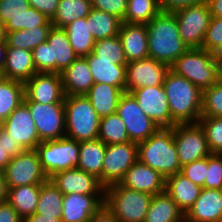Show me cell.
Listing matches in <instances>:
<instances>
[{"label": "cell", "instance_id": "cell-32", "mask_svg": "<svg viewBox=\"0 0 222 222\" xmlns=\"http://www.w3.org/2000/svg\"><path fill=\"white\" fill-rule=\"evenodd\" d=\"M40 187L41 184H33L8 188L6 201L24 219L35 213L40 196Z\"/></svg>", "mask_w": 222, "mask_h": 222}, {"label": "cell", "instance_id": "cell-61", "mask_svg": "<svg viewBox=\"0 0 222 222\" xmlns=\"http://www.w3.org/2000/svg\"><path fill=\"white\" fill-rule=\"evenodd\" d=\"M219 79L222 80V61L218 63Z\"/></svg>", "mask_w": 222, "mask_h": 222}, {"label": "cell", "instance_id": "cell-5", "mask_svg": "<svg viewBox=\"0 0 222 222\" xmlns=\"http://www.w3.org/2000/svg\"><path fill=\"white\" fill-rule=\"evenodd\" d=\"M152 195L115 183L105 187L104 206L119 222H144Z\"/></svg>", "mask_w": 222, "mask_h": 222}, {"label": "cell", "instance_id": "cell-54", "mask_svg": "<svg viewBox=\"0 0 222 222\" xmlns=\"http://www.w3.org/2000/svg\"><path fill=\"white\" fill-rule=\"evenodd\" d=\"M10 160L11 157L7 154L3 147V127L0 126V170H4Z\"/></svg>", "mask_w": 222, "mask_h": 222}, {"label": "cell", "instance_id": "cell-13", "mask_svg": "<svg viewBox=\"0 0 222 222\" xmlns=\"http://www.w3.org/2000/svg\"><path fill=\"white\" fill-rule=\"evenodd\" d=\"M138 160V144L126 142L106 145L102 165V185L120 183L128 169Z\"/></svg>", "mask_w": 222, "mask_h": 222}, {"label": "cell", "instance_id": "cell-28", "mask_svg": "<svg viewBox=\"0 0 222 222\" xmlns=\"http://www.w3.org/2000/svg\"><path fill=\"white\" fill-rule=\"evenodd\" d=\"M85 58L89 63L94 83H106L125 90L126 65L114 64V61L97 60V56L93 52Z\"/></svg>", "mask_w": 222, "mask_h": 222}, {"label": "cell", "instance_id": "cell-58", "mask_svg": "<svg viewBox=\"0 0 222 222\" xmlns=\"http://www.w3.org/2000/svg\"><path fill=\"white\" fill-rule=\"evenodd\" d=\"M7 43H0V77H2L6 61Z\"/></svg>", "mask_w": 222, "mask_h": 222}, {"label": "cell", "instance_id": "cell-6", "mask_svg": "<svg viewBox=\"0 0 222 222\" xmlns=\"http://www.w3.org/2000/svg\"><path fill=\"white\" fill-rule=\"evenodd\" d=\"M170 69L185 77L201 91L219 80L217 61L211 52L202 48H189L175 60Z\"/></svg>", "mask_w": 222, "mask_h": 222}, {"label": "cell", "instance_id": "cell-19", "mask_svg": "<svg viewBox=\"0 0 222 222\" xmlns=\"http://www.w3.org/2000/svg\"><path fill=\"white\" fill-rule=\"evenodd\" d=\"M64 194L104 195L105 187L94 175L78 168H71L55 173L49 178Z\"/></svg>", "mask_w": 222, "mask_h": 222}, {"label": "cell", "instance_id": "cell-46", "mask_svg": "<svg viewBox=\"0 0 222 222\" xmlns=\"http://www.w3.org/2000/svg\"><path fill=\"white\" fill-rule=\"evenodd\" d=\"M207 157L181 166L180 173L193 183L204 188L206 178Z\"/></svg>", "mask_w": 222, "mask_h": 222}, {"label": "cell", "instance_id": "cell-9", "mask_svg": "<svg viewBox=\"0 0 222 222\" xmlns=\"http://www.w3.org/2000/svg\"><path fill=\"white\" fill-rule=\"evenodd\" d=\"M173 139L181 166L212 154L205 133L199 123L174 125Z\"/></svg>", "mask_w": 222, "mask_h": 222}, {"label": "cell", "instance_id": "cell-29", "mask_svg": "<svg viewBox=\"0 0 222 222\" xmlns=\"http://www.w3.org/2000/svg\"><path fill=\"white\" fill-rule=\"evenodd\" d=\"M125 90L106 83H94L85 97L102 118L117 112L118 103Z\"/></svg>", "mask_w": 222, "mask_h": 222}, {"label": "cell", "instance_id": "cell-26", "mask_svg": "<svg viewBox=\"0 0 222 222\" xmlns=\"http://www.w3.org/2000/svg\"><path fill=\"white\" fill-rule=\"evenodd\" d=\"M36 73L32 51L7 45L3 78L25 83Z\"/></svg>", "mask_w": 222, "mask_h": 222}, {"label": "cell", "instance_id": "cell-7", "mask_svg": "<svg viewBox=\"0 0 222 222\" xmlns=\"http://www.w3.org/2000/svg\"><path fill=\"white\" fill-rule=\"evenodd\" d=\"M35 150L48 179L59 171L78 167L80 142L66 136L42 141Z\"/></svg>", "mask_w": 222, "mask_h": 222}, {"label": "cell", "instance_id": "cell-38", "mask_svg": "<svg viewBox=\"0 0 222 222\" xmlns=\"http://www.w3.org/2000/svg\"><path fill=\"white\" fill-rule=\"evenodd\" d=\"M52 26H36L13 32H7V45L32 51L38 45L47 42Z\"/></svg>", "mask_w": 222, "mask_h": 222}, {"label": "cell", "instance_id": "cell-30", "mask_svg": "<svg viewBox=\"0 0 222 222\" xmlns=\"http://www.w3.org/2000/svg\"><path fill=\"white\" fill-rule=\"evenodd\" d=\"M144 222H185V214L164 190L152 196Z\"/></svg>", "mask_w": 222, "mask_h": 222}, {"label": "cell", "instance_id": "cell-33", "mask_svg": "<svg viewBox=\"0 0 222 222\" xmlns=\"http://www.w3.org/2000/svg\"><path fill=\"white\" fill-rule=\"evenodd\" d=\"M68 40L78 57H85L93 52L95 39L89 31L86 18H78L64 27Z\"/></svg>", "mask_w": 222, "mask_h": 222}, {"label": "cell", "instance_id": "cell-43", "mask_svg": "<svg viewBox=\"0 0 222 222\" xmlns=\"http://www.w3.org/2000/svg\"><path fill=\"white\" fill-rule=\"evenodd\" d=\"M198 123L205 133L210 151L222 154V117L203 116Z\"/></svg>", "mask_w": 222, "mask_h": 222}, {"label": "cell", "instance_id": "cell-40", "mask_svg": "<svg viewBox=\"0 0 222 222\" xmlns=\"http://www.w3.org/2000/svg\"><path fill=\"white\" fill-rule=\"evenodd\" d=\"M98 139L106 145L130 141L125 124L117 112L101 118Z\"/></svg>", "mask_w": 222, "mask_h": 222}, {"label": "cell", "instance_id": "cell-42", "mask_svg": "<svg viewBox=\"0 0 222 222\" xmlns=\"http://www.w3.org/2000/svg\"><path fill=\"white\" fill-rule=\"evenodd\" d=\"M222 117V80L202 91L201 117Z\"/></svg>", "mask_w": 222, "mask_h": 222}, {"label": "cell", "instance_id": "cell-39", "mask_svg": "<svg viewBox=\"0 0 222 222\" xmlns=\"http://www.w3.org/2000/svg\"><path fill=\"white\" fill-rule=\"evenodd\" d=\"M160 12V0H128L123 22L146 25Z\"/></svg>", "mask_w": 222, "mask_h": 222}, {"label": "cell", "instance_id": "cell-53", "mask_svg": "<svg viewBox=\"0 0 222 222\" xmlns=\"http://www.w3.org/2000/svg\"><path fill=\"white\" fill-rule=\"evenodd\" d=\"M88 222H119L113 214L103 206L97 213H95Z\"/></svg>", "mask_w": 222, "mask_h": 222}, {"label": "cell", "instance_id": "cell-23", "mask_svg": "<svg viewBox=\"0 0 222 222\" xmlns=\"http://www.w3.org/2000/svg\"><path fill=\"white\" fill-rule=\"evenodd\" d=\"M47 42L50 44V73H62L78 58L64 28L52 26Z\"/></svg>", "mask_w": 222, "mask_h": 222}, {"label": "cell", "instance_id": "cell-31", "mask_svg": "<svg viewBox=\"0 0 222 222\" xmlns=\"http://www.w3.org/2000/svg\"><path fill=\"white\" fill-rule=\"evenodd\" d=\"M106 144L100 139L80 142L78 169L94 175L102 184V165Z\"/></svg>", "mask_w": 222, "mask_h": 222}, {"label": "cell", "instance_id": "cell-41", "mask_svg": "<svg viewBox=\"0 0 222 222\" xmlns=\"http://www.w3.org/2000/svg\"><path fill=\"white\" fill-rule=\"evenodd\" d=\"M97 60L114 61V64L126 65L127 60L119 36L97 40L93 47Z\"/></svg>", "mask_w": 222, "mask_h": 222}, {"label": "cell", "instance_id": "cell-36", "mask_svg": "<svg viewBox=\"0 0 222 222\" xmlns=\"http://www.w3.org/2000/svg\"><path fill=\"white\" fill-rule=\"evenodd\" d=\"M64 194L48 179L41 184L36 214L62 219Z\"/></svg>", "mask_w": 222, "mask_h": 222}, {"label": "cell", "instance_id": "cell-18", "mask_svg": "<svg viewBox=\"0 0 222 222\" xmlns=\"http://www.w3.org/2000/svg\"><path fill=\"white\" fill-rule=\"evenodd\" d=\"M1 126L7 130L10 137L17 141L24 150L35 149L42 142L38 136L29 107L24 102L1 123Z\"/></svg>", "mask_w": 222, "mask_h": 222}, {"label": "cell", "instance_id": "cell-15", "mask_svg": "<svg viewBox=\"0 0 222 222\" xmlns=\"http://www.w3.org/2000/svg\"><path fill=\"white\" fill-rule=\"evenodd\" d=\"M170 66L153 58L127 62L125 92L148 86H162Z\"/></svg>", "mask_w": 222, "mask_h": 222}, {"label": "cell", "instance_id": "cell-24", "mask_svg": "<svg viewBox=\"0 0 222 222\" xmlns=\"http://www.w3.org/2000/svg\"><path fill=\"white\" fill-rule=\"evenodd\" d=\"M127 62L149 57L148 33L145 24L123 22L118 34Z\"/></svg>", "mask_w": 222, "mask_h": 222}, {"label": "cell", "instance_id": "cell-14", "mask_svg": "<svg viewBox=\"0 0 222 222\" xmlns=\"http://www.w3.org/2000/svg\"><path fill=\"white\" fill-rule=\"evenodd\" d=\"M0 21L7 32L36 26H53L43 13L30 7L28 0H0Z\"/></svg>", "mask_w": 222, "mask_h": 222}, {"label": "cell", "instance_id": "cell-50", "mask_svg": "<svg viewBox=\"0 0 222 222\" xmlns=\"http://www.w3.org/2000/svg\"><path fill=\"white\" fill-rule=\"evenodd\" d=\"M207 3V0H160V8L162 12H174L178 9Z\"/></svg>", "mask_w": 222, "mask_h": 222}, {"label": "cell", "instance_id": "cell-55", "mask_svg": "<svg viewBox=\"0 0 222 222\" xmlns=\"http://www.w3.org/2000/svg\"><path fill=\"white\" fill-rule=\"evenodd\" d=\"M207 5L212 17L222 16V0H207Z\"/></svg>", "mask_w": 222, "mask_h": 222}, {"label": "cell", "instance_id": "cell-1", "mask_svg": "<svg viewBox=\"0 0 222 222\" xmlns=\"http://www.w3.org/2000/svg\"><path fill=\"white\" fill-rule=\"evenodd\" d=\"M149 57L171 66L189 47L183 42L173 12H160L146 24Z\"/></svg>", "mask_w": 222, "mask_h": 222}, {"label": "cell", "instance_id": "cell-11", "mask_svg": "<svg viewBox=\"0 0 222 222\" xmlns=\"http://www.w3.org/2000/svg\"><path fill=\"white\" fill-rule=\"evenodd\" d=\"M117 113L123 120L131 142L147 140L160 127L140 108L132 93L124 92L119 100Z\"/></svg>", "mask_w": 222, "mask_h": 222}, {"label": "cell", "instance_id": "cell-48", "mask_svg": "<svg viewBox=\"0 0 222 222\" xmlns=\"http://www.w3.org/2000/svg\"><path fill=\"white\" fill-rule=\"evenodd\" d=\"M32 57L37 72L50 73V44L48 42L34 48Z\"/></svg>", "mask_w": 222, "mask_h": 222}, {"label": "cell", "instance_id": "cell-51", "mask_svg": "<svg viewBox=\"0 0 222 222\" xmlns=\"http://www.w3.org/2000/svg\"><path fill=\"white\" fill-rule=\"evenodd\" d=\"M0 222H23V219L7 201H4L0 203Z\"/></svg>", "mask_w": 222, "mask_h": 222}, {"label": "cell", "instance_id": "cell-16", "mask_svg": "<svg viewBox=\"0 0 222 222\" xmlns=\"http://www.w3.org/2000/svg\"><path fill=\"white\" fill-rule=\"evenodd\" d=\"M24 100L41 104L64 103L65 92L60 73L37 72L24 83Z\"/></svg>", "mask_w": 222, "mask_h": 222}, {"label": "cell", "instance_id": "cell-59", "mask_svg": "<svg viewBox=\"0 0 222 222\" xmlns=\"http://www.w3.org/2000/svg\"><path fill=\"white\" fill-rule=\"evenodd\" d=\"M0 43H7L6 25L0 21Z\"/></svg>", "mask_w": 222, "mask_h": 222}, {"label": "cell", "instance_id": "cell-35", "mask_svg": "<svg viewBox=\"0 0 222 222\" xmlns=\"http://www.w3.org/2000/svg\"><path fill=\"white\" fill-rule=\"evenodd\" d=\"M24 96V83L0 77L1 123L23 102Z\"/></svg>", "mask_w": 222, "mask_h": 222}, {"label": "cell", "instance_id": "cell-27", "mask_svg": "<svg viewBox=\"0 0 222 222\" xmlns=\"http://www.w3.org/2000/svg\"><path fill=\"white\" fill-rule=\"evenodd\" d=\"M201 189L180 172L165 178V191L184 214L193 206Z\"/></svg>", "mask_w": 222, "mask_h": 222}, {"label": "cell", "instance_id": "cell-3", "mask_svg": "<svg viewBox=\"0 0 222 222\" xmlns=\"http://www.w3.org/2000/svg\"><path fill=\"white\" fill-rule=\"evenodd\" d=\"M138 160L165 178L181 171L172 128H159L147 140L138 143Z\"/></svg>", "mask_w": 222, "mask_h": 222}, {"label": "cell", "instance_id": "cell-45", "mask_svg": "<svg viewBox=\"0 0 222 222\" xmlns=\"http://www.w3.org/2000/svg\"><path fill=\"white\" fill-rule=\"evenodd\" d=\"M222 43V16L212 17L203 39L202 49L213 52Z\"/></svg>", "mask_w": 222, "mask_h": 222}, {"label": "cell", "instance_id": "cell-10", "mask_svg": "<svg viewBox=\"0 0 222 222\" xmlns=\"http://www.w3.org/2000/svg\"><path fill=\"white\" fill-rule=\"evenodd\" d=\"M3 173L8 188L43 184L48 180L35 149L24 150L11 158Z\"/></svg>", "mask_w": 222, "mask_h": 222}, {"label": "cell", "instance_id": "cell-60", "mask_svg": "<svg viewBox=\"0 0 222 222\" xmlns=\"http://www.w3.org/2000/svg\"><path fill=\"white\" fill-rule=\"evenodd\" d=\"M217 63L222 61V43L212 52Z\"/></svg>", "mask_w": 222, "mask_h": 222}, {"label": "cell", "instance_id": "cell-20", "mask_svg": "<svg viewBox=\"0 0 222 222\" xmlns=\"http://www.w3.org/2000/svg\"><path fill=\"white\" fill-rule=\"evenodd\" d=\"M61 222H88L104 204V195L67 194L63 196Z\"/></svg>", "mask_w": 222, "mask_h": 222}, {"label": "cell", "instance_id": "cell-56", "mask_svg": "<svg viewBox=\"0 0 222 222\" xmlns=\"http://www.w3.org/2000/svg\"><path fill=\"white\" fill-rule=\"evenodd\" d=\"M23 222H61V220L59 218L43 216L34 213L33 215L25 217Z\"/></svg>", "mask_w": 222, "mask_h": 222}, {"label": "cell", "instance_id": "cell-44", "mask_svg": "<svg viewBox=\"0 0 222 222\" xmlns=\"http://www.w3.org/2000/svg\"><path fill=\"white\" fill-rule=\"evenodd\" d=\"M206 189H222V154L212 153L207 156Z\"/></svg>", "mask_w": 222, "mask_h": 222}, {"label": "cell", "instance_id": "cell-25", "mask_svg": "<svg viewBox=\"0 0 222 222\" xmlns=\"http://www.w3.org/2000/svg\"><path fill=\"white\" fill-rule=\"evenodd\" d=\"M61 74L65 95H85L94 84L89 63L85 57H78Z\"/></svg>", "mask_w": 222, "mask_h": 222}, {"label": "cell", "instance_id": "cell-8", "mask_svg": "<svg viewBox=\"0 0 222 222\" xmlns=\"http://www.w3.org/2000/svg\"><path fill=\"white\" fill-rule=\"evenodd\" d=\"M183 42L189 48H202L212 15L207 3L190 5L173 12Z\"/></svg>", "mask_w": 222, "mask_h": 222}, {"label": "cell", "instance_id": "cell-2", "mask_svg": "<svg viewBox=\"0 0 222 222\" xmlns=\"http://www.w3.org/2000/svg\"><path fill=\"white\" fill-rule=\"evenodd\" d=\"M163 88L172 118L176 124L198 123L202 110V91L171 69L168 71Z\"/></svg>", "mask_w": 222, "mask_h": 222}, {"label": "cell", "instance_id": "cell-49", "mask_svg": "<svg viewBox=\"0 0 222 222\" xmlns=\"http://www.w3.org/2000/svg\"><path fill=\"white\" fill-rule=\"evenodd\" d=\"M30 7L35 8L43 13L50 20L54 18L57 13L59 0H28Z\"/></svg>", "mask_w": 222, "mask_h": 222}, {"label": "cell", "instance_id": "cell-37", "mask_svg": "<svg viewBox=\"0 0 222 222\" xmlns=\"http://www.w3.org/2000/svg\"><path fill=\"white\" fill-rule=\"evenodd\" d=\"M91 10L90 0H59L57 13L51 23L55 27L64 28L78 18H86Z\"/></svg>", "mask_w": 222, "mask_h": 222}, {"label": "cell", "instance_id": "cell-22", "mask_svg": "<svg viewBox=\"0 0 222 222\" xmlns=\"http://www.w3.org/2000/svg\"><path fill=\"white\" fill-rule=\"evenodd\" d=\"M185 222H222V189L202 188Z\"/></svg>", "mask_w": 222, "mask_h": 222}, {"label": "cell", "instance_id": "cell-34", "mask_svg": "<svg viewBox=\"0 0 222 222\" xmlns=\"http://www.w3.org/2000/svg\"><path fill=\"white\" fill-rule=\"evenodd\" d=\"M86 22H89V31L95 41L117 36L123 23L120 18L94 8L86 17Z\"/></svg>", "mask_w": 222, "mask_h": 222}, {"label": "cell", "instance_id": "cell-17", "mask_svg": "<svg viewBox=\"0 0 222 222\" xmlns=\"http://www.w3.org/2000/svg\"><path fill=\"white\" fill-rule=\"evenodd\" d=\"M143 112L160 128H172V118L163 86H148L132 92Z\"/></svg>", "mask_w": 222, "mask_h": 222}, {"label": "cell", "instance_id": "cell-4", "mask_svg": "<svg viewBox=\"0 0 222 222\" xmlns=\"http://www.w3.org/2000/svg\"><path fill=\"white\" fill-rule=\"evenodd\" d=\"M65 136L78 142L98 139L101 117L85 95L65 96Z\"/></svg>", "mask_w": 222, "mask_h": 222}, {"label": "cell", "instance_id": "cell-52", "mask_svg": "<svg viewBox=\"0 0 222 222\" xmlns=\"http://www.w3.org/2000/svg\"><path fill=\"white\" fill-rule=\"evenodd\" d=\"M3 147L5 148L7 154L13 158L18 154L22 153L24 149L17 141H14L10 135L8 134L7 130L3 128Z\"/></svg>", "mask_w": 222, "mask_h": 222}, {"label": "cell", "instance_id": "cell-47", "mask_svg": "<svg viewBox=\"0 0 222 222\" xmlns=\"http://www.w3.org/2000/svg\"><path fill=\"white\" fill-rule=\"evenodd\" d=\"M92 8L112 14L122 21L126 14L128 0H90Z\"/></svg>", "mask_w": 222, "mask_h": 222}, {"label": "cell", "instance_id": "cell-57", "mask_svg": "<svg viewBox=\"0 0 222 222\" xmlns=\"http://www.w3.org/2000/svg\"><path fill=\"white\" fill-rule=\"evenodd\" d=\"M8 187L3 170H0V203L7 200Z\"/></svg>", "mask_w": 222, "mask_h": 222}, {"label": "cell", "instance_id": "cell-21", "mask_svg": "<svg viewBox=\"0 0 222 222\" xmlns=\"http://www.w3.org/2000/svg\"><path fill=\"white\" fill-rule=\"evenodd\" d=\"M120 184L126 188L153 196L165 190V177L137 160L128 169Z\"/></svg>", "mask_w": 222, "mask_h": 222}, {"label": "cell", "instance_id": "cell-12", "mask_svg": "<svg viewBox=\"0 0 222 222\" xmlns=\"http://www.w3.org/2000/svg\"><path fill=\"white\" fill-rule=\"evenodd\" d=\"M23 102L29 107L41 141L65 137L64 103L41 104L31 100Z\"/></svg>", "mask_w": 222, "mask_h": 222}]
</instances>
